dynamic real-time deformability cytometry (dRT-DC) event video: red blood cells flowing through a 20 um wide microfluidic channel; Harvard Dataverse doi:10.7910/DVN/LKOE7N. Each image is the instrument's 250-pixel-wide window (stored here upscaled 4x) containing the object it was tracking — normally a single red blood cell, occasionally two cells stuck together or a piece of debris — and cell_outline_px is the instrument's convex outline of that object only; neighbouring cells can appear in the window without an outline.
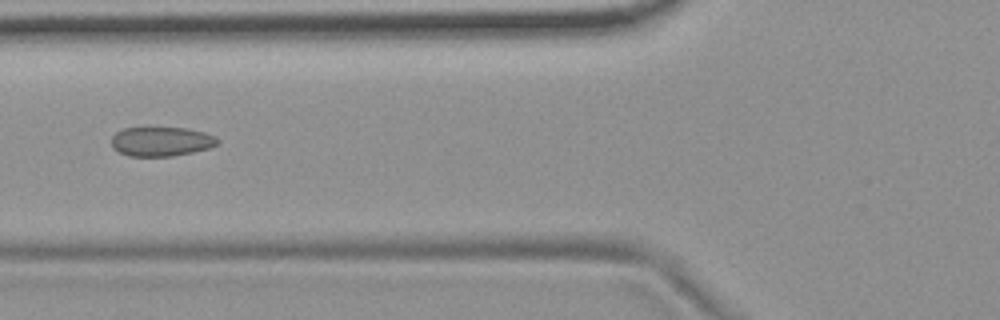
{"species": "common noctule bat (a hibernating species)", "species_latin": "Nyctalus noctula", "temperature_condition": "room temperature", "stored_images_in_passage": 14, "camera_frame_rate_fps": 3000, "um_per_image_px": 0.085, "animal": {"sex": "female", "body_mass_g": 19.9}, "frame": {"image": 1, "passage_image": 5, "time_ms": 1.333, "image_size_px": [1000, 320], "cell_outline_px": [[220, 140], [216, 144], [208, 148], [192, 152], [172, 156], [128, 156], [112, 148], [112, 136], [116, 132], [124, 128], [144, 124], [184, 128], [204, 132], [216, 136]], "centroid_in_image_um": [13.65, 11.97], "position_along_channel_um": 112.1, "area_um2": 18.9}}